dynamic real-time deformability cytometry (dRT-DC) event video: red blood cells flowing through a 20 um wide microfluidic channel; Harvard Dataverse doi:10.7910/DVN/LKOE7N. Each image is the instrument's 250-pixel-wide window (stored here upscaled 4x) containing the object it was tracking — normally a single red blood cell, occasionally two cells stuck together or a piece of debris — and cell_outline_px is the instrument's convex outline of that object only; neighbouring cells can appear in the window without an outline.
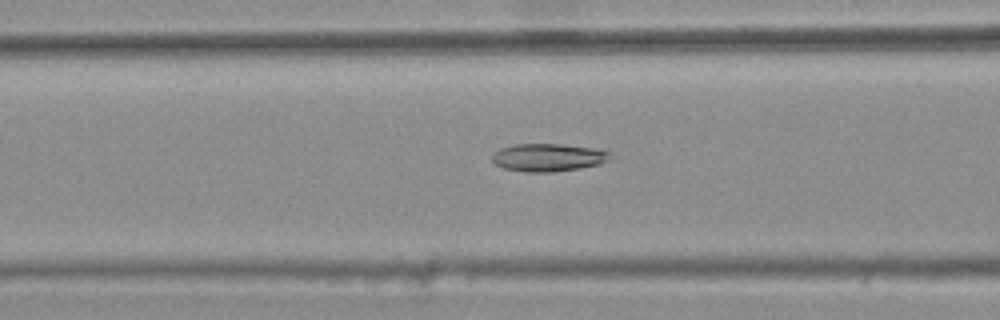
{"species": "common noctule bat (a hibernating species)", "species_latin": "Nyctalus noctula", "temperature_condition": "warm", "stored_images_in_passage": 48, "camera_frame_rate_fps": 3000, "um_per_image_px": 0.085, "animal": {"sex": "female", "body_mass_g": 25.1}, "frame": {"image": 1, "passage_image": 21, "time_ms": 6.667, "image_size_px": [1000, 320], "cell_outline_px": [[612, 152], [608, 160], [600, 164], [580, 168], [552, 172], [528, 172], [504, 168], [496, 164], [492, 160], [492, 156], [500, 148], [516, 144], [560, 144], [596, 148]], "centroid_in_image_um": [46.63, 13.38], "position_along_channel_um": 120.0, "area_um2": 19.07}}
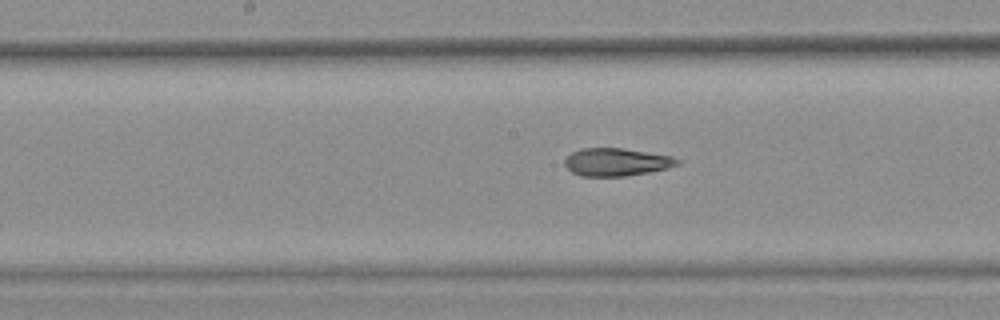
{"frame": {"image": 2, "passage_image": 27, "time_ms": 8.667, "image_size_px": [1000, 320], "cell_outline_px": [[680, 164], [668, 168], [648, 172], [624, 176], [580, 176], [572, 172], [564, 164], [564, 160], [572, 152], [584, 148], [624, 148], [672, 156], [680, 160]], "centroid_in_image_um": [52.41, 13.77], "position_along_channel_um": 195.8, "area_um2": 18.21}}
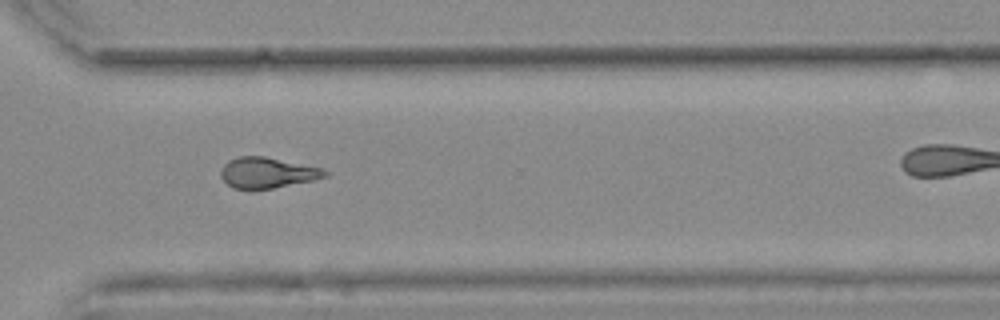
{"frame": {"image": 3, "passage_image": 39, "time_ms": 12.667, "image_size_px": [1000, 320], "cell_outline_px": [[328, 176], [312, 180], [272, 188], [248, 192], [232, 188], [220, 176], [220, 168], [228, 160], [240, 156], [264, 156], [320, 168], [328, 172]], "centroid_in_image_um": [22.63, 14.71], "position_along_channel_um": 348.0, "area_um2": 18.84}, "authors_computed_cell_mechanics": {"area_um2": 19.0451, "velocity_mm_per_s": 3.7953, "shape_relaxation_time_tau1_ms": null, "shape_relaxation_time_tau2_ms": 2.505, "deformation_change_tau1": null, "deformation_change_tau2": 0.1023}}